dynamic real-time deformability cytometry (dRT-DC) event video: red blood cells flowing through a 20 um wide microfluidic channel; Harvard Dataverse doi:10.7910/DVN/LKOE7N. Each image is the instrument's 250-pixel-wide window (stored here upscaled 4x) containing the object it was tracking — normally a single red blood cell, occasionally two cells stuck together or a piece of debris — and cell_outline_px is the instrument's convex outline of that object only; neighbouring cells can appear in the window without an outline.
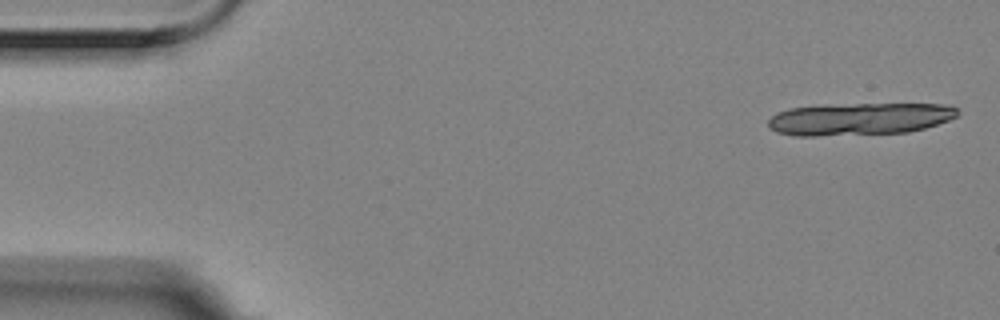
{"species": "Egyptian fruit bat (a non-hibernating species)", "species_latin": "Rousettus aegyptiacus", "temperature_condition": "room temperature", "stored_images_in_passage": 6, "camera_frame_rate_fps": 3000, "um_per_image_px": 0.085, "animal": {"sex": "female"}, "frame": {"image": 1, "passage_image": 1, "time_ms": 0.0, "image_size_px": [1000, 320], "cell_outline_px": [[960, 112], [956, 116], [948, 120], [924, 128], [908, 132], [816, 136], [796, 136], [776, 132], [768, 128], [768, 120], [776, 112], [788, 108], [820, 104], [944, 104], [956, 108]], "centroid_in_image_um": [72.97, 10.1], "position_along_channel_um": 12.0, "area_um2": 35.95}}